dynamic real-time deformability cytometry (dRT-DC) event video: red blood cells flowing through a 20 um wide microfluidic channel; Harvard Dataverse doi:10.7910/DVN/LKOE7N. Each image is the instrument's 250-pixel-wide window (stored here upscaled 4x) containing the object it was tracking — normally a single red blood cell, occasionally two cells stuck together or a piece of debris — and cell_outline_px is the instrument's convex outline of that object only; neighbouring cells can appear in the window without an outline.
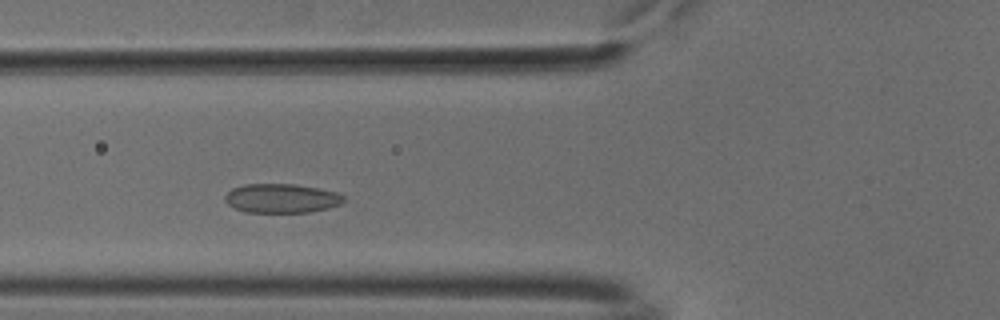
{"species": "common noctule bat (a hibernating species)", "species_latin": "Nyctalus noctula", "temperature_condition": "cold", "stored_images_in_passage": 46, "camera_frame_rate_fps": 3000, "um_per_image_px": 0.085, "animal": {"sex": "male", "body_mass_g": 18.8}, "frame": {"image": 1, "passage_image": 12, "time_ms": 3.667, "image_size_px": [1000, 320], "cell_outline_px": [[344, 200], [340, 204], [328, 208], [308, 212], [244, 212], [228, 204], [224, 200], [224, 196], [232, 188], [244, 184], [296, 184], [336, 192], [344, 196]], "centroid_in_image_um": [23.9, 16.85], "position_along_channel_um": 101.9, "area_um2": 20.06}}
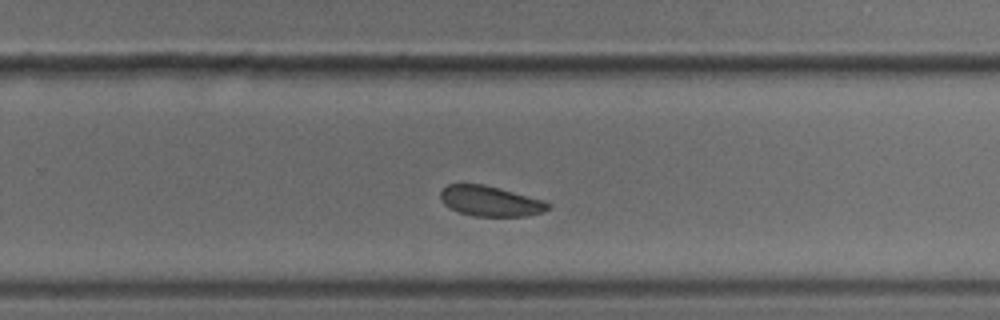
{"frame": {"image": 2, "passage_image": 27, "time_ms": 8.667, "image_size_px": [1000, 320], "cell_outline_px": [[552, 204], [544, 212], [524, 216], [472, 216], [460, 212], [444, 204], [440, 200], [440, 192], [448, 184], [484, 184], [500, 188], [544, 200]], "centroid_in_image_um": [41.69, 17.09], "position_along_channel_um": 288.1, "area_um2": 18.96}}
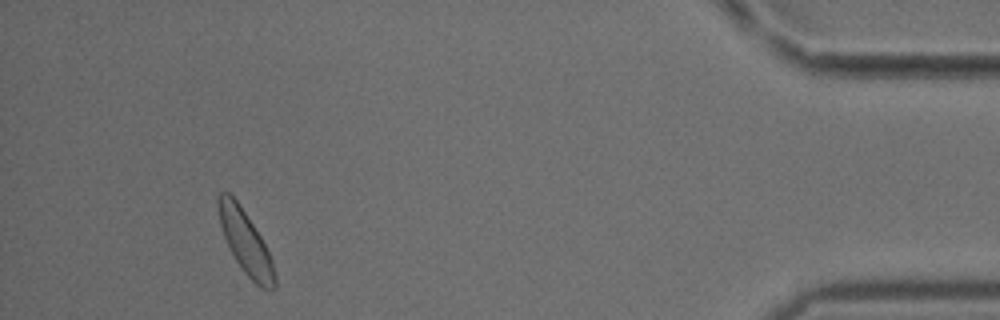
{"frame": {"image": 3, "passage_image": 42, "time_ms": 13.667, "image_size_px": [1000, 320], "cell_outline_px": [[276, 288], [260, 288], [244, 272], [236, 260], [224, 236], [220, 224], [216, 204], [216, 196], [220, 192], [228, 192], [236, 200], [260, 236], [272, 260], [276, 276]], "centroid_in_image_um": [20.85, 20.58], "position_along_channel_um": 414.4, "area_um2": 20.29}, "authors_computed_cell_mechanics": {"area_um2": 20.1722, "velocity_mm_per_s": 3.7231, "shape_relaxation_time_tau1_ms": 1.4615, "shape_relaxation_time_tau2_ms": null, "deformation_change_tau1": 0.0347, "deformation_change_tau2": null}}